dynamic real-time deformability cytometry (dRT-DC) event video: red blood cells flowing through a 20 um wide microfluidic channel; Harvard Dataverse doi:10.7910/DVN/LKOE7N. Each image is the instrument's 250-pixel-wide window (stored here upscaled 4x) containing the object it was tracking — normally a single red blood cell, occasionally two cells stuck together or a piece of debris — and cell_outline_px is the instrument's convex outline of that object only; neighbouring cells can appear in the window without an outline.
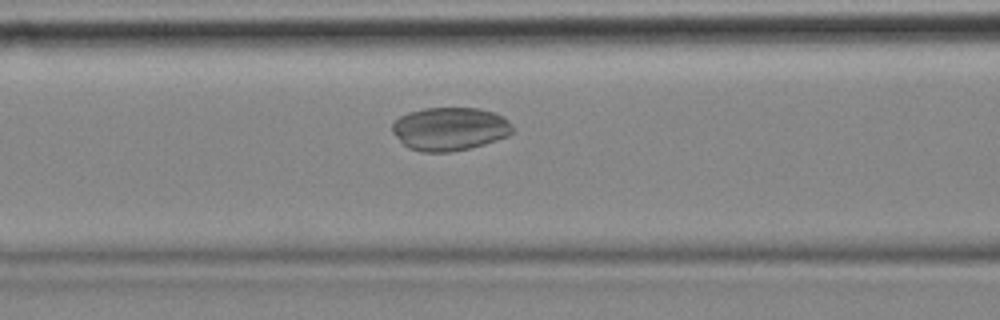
{"species": "common noctule bat (a hibernating species)", "species_latin": "Nyctalus noctula", "temperature_condition": "cold", "stored_images_in_passage": 6, "camera_frame_rate_fps": 3000, "um_per_image_px": 0.085, "animal": {"sex": "female", "body_mass_g": 18.4}, "frame": {"image": 1, "passage_image": 6, "time_ms": 1.667, "image_size_px": [1000, 320], "cell_outline_px": [[516, 128], [508, 136], [484, 144], [452, 152], [420, 152], [408, 148], [392, 132], [392, 124], [400, 116], [408, 112], [424, 108], [480, 108], [504, 116]], "centroid_in_image_um": [38.25, 10.95], "position_along_channel_um": 128.3, "area_um2": 30.52}}